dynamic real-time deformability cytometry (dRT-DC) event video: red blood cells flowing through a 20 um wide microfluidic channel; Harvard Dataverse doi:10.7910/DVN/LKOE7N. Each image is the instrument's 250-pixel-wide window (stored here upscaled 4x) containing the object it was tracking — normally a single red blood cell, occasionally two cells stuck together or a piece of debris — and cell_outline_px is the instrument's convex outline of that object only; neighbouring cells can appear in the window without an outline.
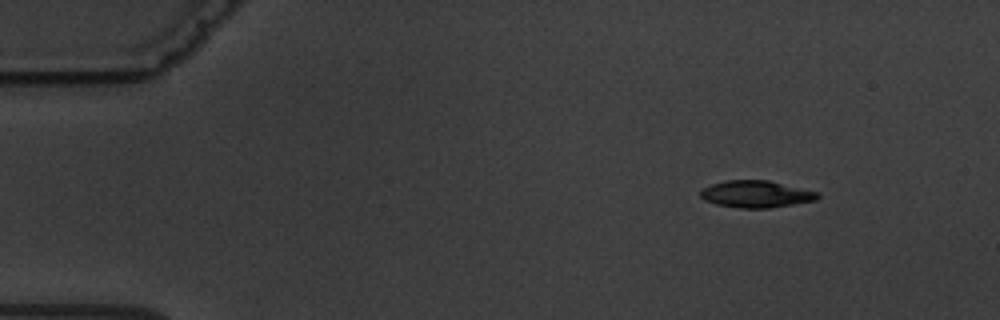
{"species": "common noctule bat (a hibernating species)", "species_latin": "Nyctalus noctula", "temperature_condition": "warm", "stored_images_in_passage": 5, "camera_frame_rate_fps": 3000, "um_per_image_px": 0.085, "animal": {"sex": "male", "body_mass_g": 19.5, "forearm_length_mm": 54.6}, "frame": {"image": 1, "passage_image": 2, "time_ms": 1.0, "image_size_px": [1000, 320], "cell_outline_px": [[820, 196], [816, 200], [768, 208], [740, 208], [716, 204], [704, 200], [700, 196], [700, 192], [704, 188], [712, 184], [724, 180], [768, 180], [820, 192]], "centroid_in_image_um": [64.28, 16.49], "position_along_channel_um": 20.7, "area_um2": 18.38}}